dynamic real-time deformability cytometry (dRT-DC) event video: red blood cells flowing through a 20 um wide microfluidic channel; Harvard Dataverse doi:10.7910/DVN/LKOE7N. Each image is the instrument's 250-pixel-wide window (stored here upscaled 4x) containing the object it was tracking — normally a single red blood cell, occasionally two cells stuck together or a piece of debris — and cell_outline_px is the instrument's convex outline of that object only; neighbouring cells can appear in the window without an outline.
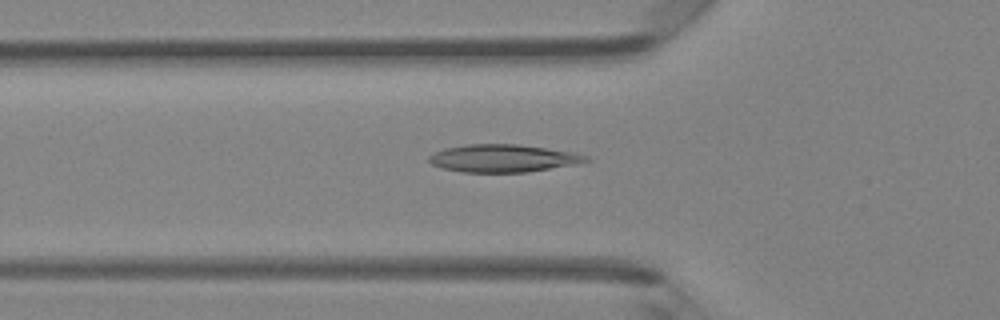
{"species": "Egyptian fruit bat (a non-hibernating species)", "species_latin": "Rousettus aegyptiacus", "temperature_condition": "room temperature", "stored_images_in_passage": 46, "camera_frame_rate_fps": 3000, "um_per_image_px": 0.085, "animal": {"sex": "female"}, "frame": {"image": 1, "passage_image": 16, "time_ms": 5.0, "image_size_px": [1000, 320], "cell_outline_px": [[592, 160], [580, 164], [528, 172], [460, 172], [440, 168], [432, 164], [428, 160], [428, 156], [432, 152], [444, 148], [464, 144], [520, 144], [576, 152], [588, 156]], "centroid_in_image_um": [42.79, 13.45], "position_along_channel_um": 83.0, "area_um2": 25.89}}
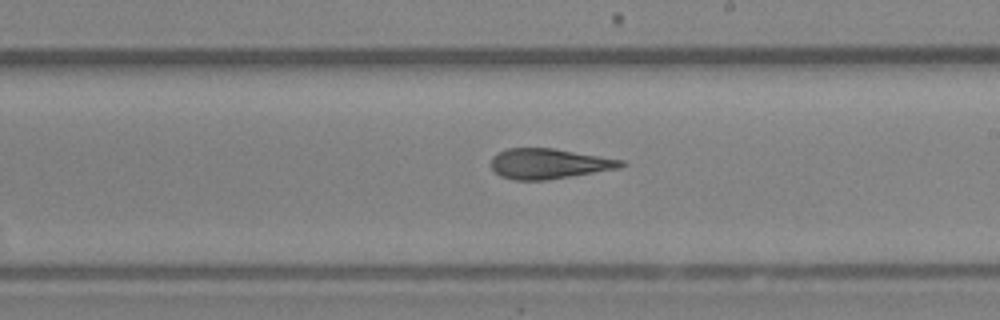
{"frame": {"image": 2, "passage_image": 27, "time_ms": 8.667, "image_size_px": [1000, 320], "cell_outline_px": [[628, 164], [620, 168], [548, 180], [512, 180], [500, 176], [492, 168], [492, 156], [508, 148], [552, 148], [624, 160]], "centroid_in_image_um": [46.68, 13.92], "position_along_channel_um": 242.3, "area_um2": 22.89}}
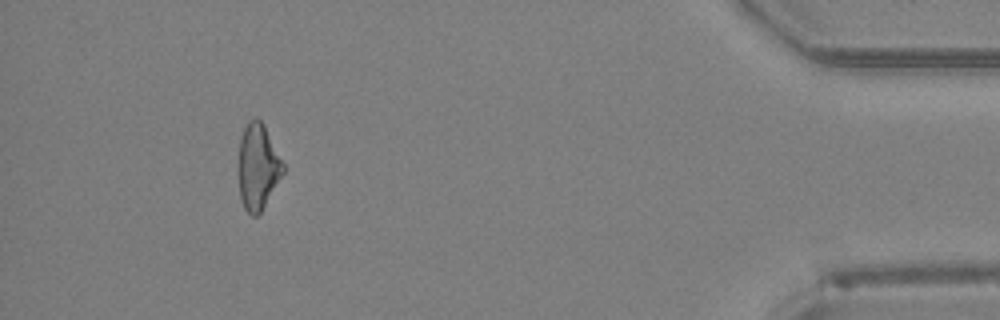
{"frame": {"image": 3, "passage_image": 43, "time_ms": 14.0, "image_size_px": [1000, 320], "cell_outline_px": [[284, 172], [260, 212], [256, 216], [252, 216], [244, 208], [240, 196], [240, 140], [244, 128], [248, 120], [260, 120], [264, 124], [284, 164]], "centroid_in_image_um": [21.94, 14.17], "position_along_channel_um": 413.3, "area_um2": 21.62}, "authors_computed_cell_mechanics": {"area_um2": 23.8136, "velocity_mm_per_s": 4.3553, "shape_relaxation_time_tau1_ms": null, "shape_relaxation_time_tau2_ms": 3.0129, "deformation_change_tau1": null, "deformation_change_tau2": 0.1225}}